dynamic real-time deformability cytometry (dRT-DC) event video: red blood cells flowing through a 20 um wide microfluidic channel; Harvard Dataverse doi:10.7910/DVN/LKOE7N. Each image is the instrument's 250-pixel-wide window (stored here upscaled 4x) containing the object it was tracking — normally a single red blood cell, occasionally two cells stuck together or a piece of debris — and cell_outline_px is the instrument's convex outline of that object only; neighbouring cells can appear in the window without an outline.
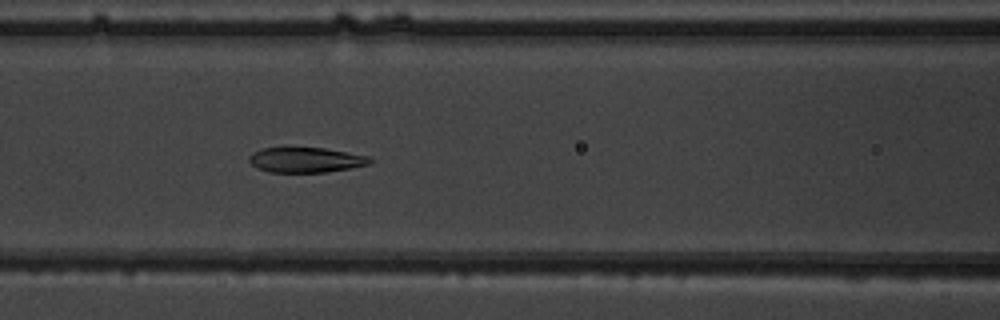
{"species": "common noctule bat (a hibernating species)", "species_latin": "Nyctalus noctula", "temperature_condition": "warm", "stored_images_in_passage": 51, "camera_frame_rate_fps": 3000, "um_per_image_px": 0.085, "animal": {"sex": "male", "body_mass_g": 19.5, "forearm_length_mm": 54.6}, "frame": {"image": 1, "passage_image": 21, "time_ms": 6.667, "image_size_px": [1000, 320], "cell_outline_px": [[372, 160], [368, 164], [352, 168], [324, 172], [268, 172], [256, 168], [248, 160], [248, 156], [252, 152], [264, 148], [324, 148], [368, 156]], "centroid_in_image_um": [25.95, 13.6], "position_along_channel_um": 140.7, "area_um2": 17.57}}
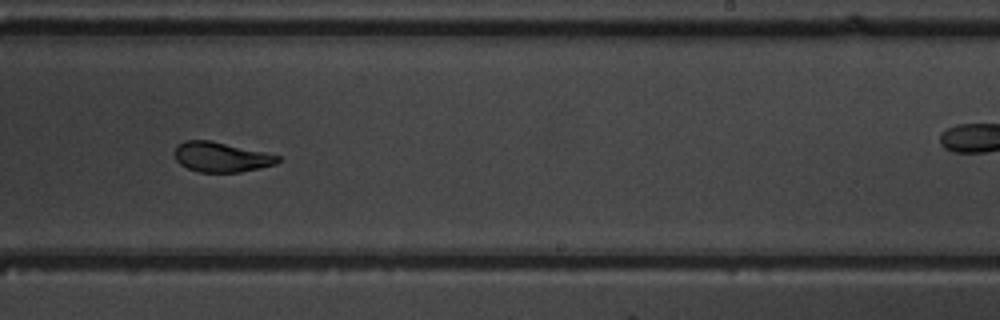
{"frame": {"image": 2, "passage_image": 31, "time_ms": 10.0, "image_size_px": [1000, 320], "cell_outline_px": [[280, 160], [276, 164], [260, 168], [240, 172], [200, 172], [188, 168], [180, 164], [176, 160], [176, 148], [184, 140], [208, 140], [264, 152], [280, 156]], "centroid_in_image_um": [18.82, 13.36], "position_along_channel_um": 270.2, "area_um2": 17.69}}
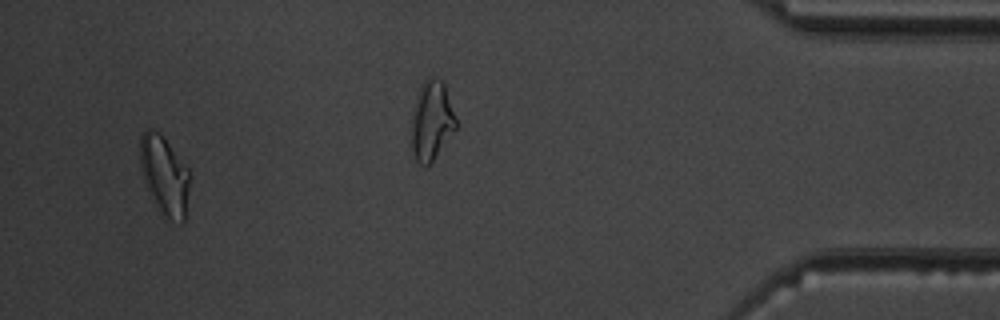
{"frame": {"image": 3, "passage_image": 48, "time_ms": 15.667, "image_size_px": [1000, 320], "cell_outline_px": [[188, 188], [184, 220], [160, 216], [148, 192], [140, 168], [140, 136], [144, 128], [152, 128], [160, 132], [164, 136], [188, 168]], "centroid_in_image_um": [13.92, 14.83], "position_along_channel_um": 421.3, "area_um2": 22.83}, "authors_computed_cell_mechanics": {"area_um2": 19.941, "velocity_mm_per_s": 3.8891, "shape_relaxation_time_tau1_ms": 7.283, "shape_relaxation_time_tau2_ms": 1.052, "deformation_change_tau1": 0.2155, "deformation_change_tau2": 0.0585}}